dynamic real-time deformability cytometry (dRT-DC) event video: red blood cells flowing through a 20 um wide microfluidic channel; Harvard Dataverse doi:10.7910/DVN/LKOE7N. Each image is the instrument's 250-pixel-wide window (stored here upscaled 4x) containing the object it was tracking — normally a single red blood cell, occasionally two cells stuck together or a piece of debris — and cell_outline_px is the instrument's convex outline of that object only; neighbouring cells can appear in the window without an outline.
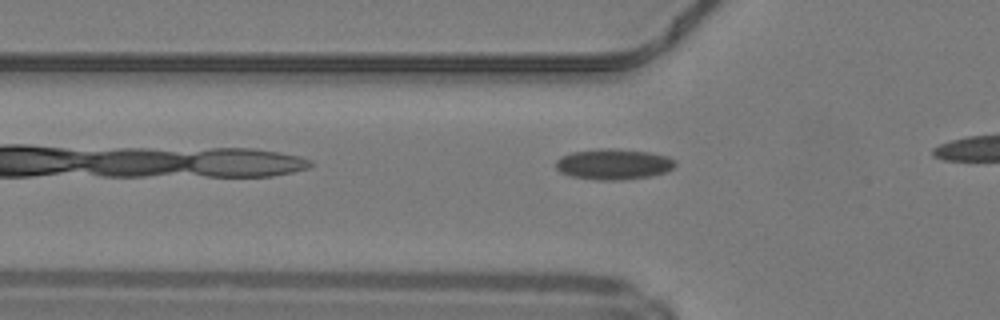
{"species": "common noctule bat (a hibernating species)", "species_latin": "Nyctalus noctula", "temperature_condition": "warm", "stored_images_in_passage": 24, "camera_frame_rate_fps": 3000, "um_per_image_px": 0.085, "animal": {"sex": "male", "body_mass_g": 19.2, "forearm_length_mm": 51.8}, "frame": {"image": 1, "passage_image": 4, "time_ms": 1.0, "image_size_px": [1000, 320], "cell_outline_px": [[676, 164], [668, 172], [652, 176], [620, 180], [600, 180], [572, 176], [560, 172], [556, 168], [556, 160], [560, 156], [572, 152], [600, 148], [612, 148], [648, 152], [668, 156], [676, 160]], "centroid_in_image_um": [52.17, 13.95], "position_along_channel_um": 73.6, "area_um2": 21.5}}
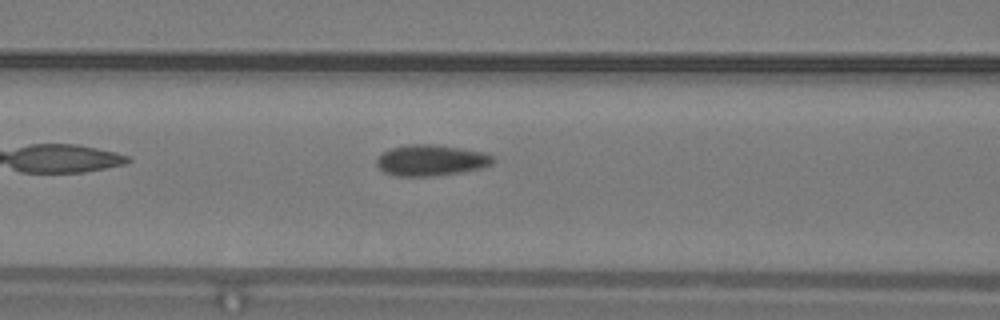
{"frame": {"image": 2, "passage_image": 8, "time_ms": 2.333, "image_size_px": [1000, 320], "cell_outline_px": [[496, 160], [492, 164], [484, 168], [460, 172], [432, 176], [396, 176], [384, 172], [376, 164], [376, 156], [380, 152], [392, 148], [408, 144], [432, 144], [460, 148], [484, 152], [492, 156]], "centroid_in_image_um": [36.62, 13.62], "position_along_channel_um": 130.0, "area_um2": 21.21}}